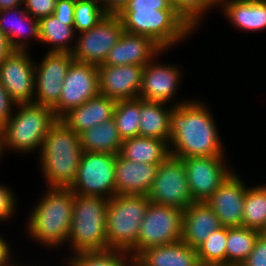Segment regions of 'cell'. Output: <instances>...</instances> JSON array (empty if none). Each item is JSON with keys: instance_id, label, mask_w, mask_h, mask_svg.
<instances>
[{"instance_id": "6da1fadb", "label": "cell", "mask_w": 266, "mask_h": 266, "mask_svg": "<svg viewBox=\"0 0 266 266\" xmlns=\"http://www.w3.org/2000/svg\"><path fill=\"white\" fill-rule=\"evenodd\" d=\"M211 112L206 103L198 99L173 107L170 115V155L180 159L226 157Z\"/></svg>"}, {"instance_id": "7a4b0ae2", "label": "cell", "mask_w": 266, "mask_h": 266, "mask_svg": "<svg viewBox=\"0 0 266 266\" xmlns=\"http://www.w3.org/2000/svg\"><path fill=\"white\" fill-rule=\"evenodd\" d=\"M117 15L125 32L150 37L163 50L194 32L176 13L172 0H128Z\"/></svg>"}, {"instance_id": "3957f363", "label": "cell", "mask_w": 266, "mask_h": 266, "mask_svg": "<svg viewBox=\"0 0 266 266\" xmlns=\"http://www.w3.org/2000/svg\"><path fill=\"white\" fill-rule=\"evenodd\" d=\"M83 152L79 135L58 119L38 154L46 187L69 189L76 179Z\"/></svg>"}, {"instance_id": "277c9868", "label": "cell", "mask_w": 266, "mask_h": 266, "mask_svg": "<svg viewBox=\"0 0 266 266\" xmlns=\"http://www.w3.org/2000/svg\"><path fill=\"white\" fill-rule=\"evenodd\" d=\"M41 197L29 214L27 233L45 247H62L71 229L74 193L70 189L47 188Z\"/></svg>"}, {"instance_id": "5b68a950", "label": "cell", "mask_w": 266, "mask_h": 266, "mask_svg": "<svg viewBox=\"0 0 266 266\" xmlns=\"http://www.w3.org/2000/svg\"><path fill=\"white\" fill-rule=\"evenodd\" d=\"M5 126L1 129L2 155L6 150L18 153L40 152L50 127L58 120L53 109L45 105H15Z\"/></svg>"}, {"instance_id": "8992f818", "label": "cell", "mask_w": 266, "mask_h": 266, "mask_svg": "<svg viewBox=\"0 0 266 266\" xmlns=\"http://www.w3.org/2000/svg\"><path fill=\"white\" fill-rule=\"evenodd\" d=\"M109 199L74 194L73 218L68 247L74 253L109 249L107 239V205Z\"/></svg>"}, {"instance_id": "52a82bcc", "label": "cell", "mask_w": 266, "mask_h": 266, "mask_svg": "<svg viewBox=\"0 0 266 266\" xmlns=\"http://www.w3.org/2000/svg\"><path fill=\"white\" fill-rule=\"evenodd\" d=\"M147 195H114L107 205L109 249L128 251L136 256V241L150 204Z\"/></svg>"}, {"instance_id": "ba28073f", "label": "cell", "mask_w": 266, "mask_h": 266, "mask_svg": "<svg viewBox=\"0 0 266 266\" xmlns=\"http://www.w3.org/2000/svg\"><path fill=\"white\" fill-rule=\"evenodd\" d=\"M116 155L83 152L76 179L69 188L75 195L110 199L116 195Z\"/></svg>"}, {"instance_id": "9c48e42d", "label": "cell", "mask_w": 266, "mask_h": 266, "mask_svg": "<svg viewBox=\"0 0 266 266\" xmlns=\"http://www.w3.org/2000/svg\"><path fill=\"white\" fill-rule=\"evenodd\" d=\"M147 196L152 203L183 211L194 202L182 159L169 155L158 166L156 177Z\"/></svg>"}, {"instance_id": "30bf717a", "label": "cell", "mask_w": 266, "mask_h": 266, "mask_svg": "<svg viewBox=\"0 0 266 266\" xmlns=\"http://www.w3.org/2000/svg\"><path fill=\"white\" fill-rule=\"evenodd\" d=\"M123 32L124 28L119 16L107 13L96 26L76 34L77 38L71 55L78 62L102 65Z\"/></svg>"}, {"instance_id": "8fae6325", "label": "cell", "mask_w": 266, "mask_h": 266, "mask_svg": "<svg viewBox=\"0 0 266 266\" xmlns=\"http://www.w3.org/2000/svg\"><path fill=\"white\" fill-rule=\"evenodd\" d=\"M184 211L150 202L136 241V255L143 249L178 242L182 238Z\"/></svg>"}, {"instance_id": "7c38bea8", "label": "cell", "mask_w": 266, "mask_h": 266, "mask_svg": "<svg viewBox=\"0 0 266 266\" xmlns=\"http://www.w3.org/2000/svg\"><path fill=\"white\" fill-rule=\"evenodd\" d=\"M100 94L99 74L95 65L73 61L62 84L59 101L52 107L57 119Z\"/></svg>"}, {"instance_id": "4fadbf2b", "label": "cell", "mask_w": 266, "mask_h": 266, "mask_svg": "<svg viewBox=\"0 0 266 266\" xmlns=\"http://www.w3.org/2000/svg\"><path fill=\"white\" fill-rule=\"evenodd\" d=\"M182 161L194 202H206L233 172L226 157H188Z\"/></svg>"}, {"instance_id": "5bb4252c", "label": "cell", "mask_w": 266, "mask_h": 266, "mask_svg": "<svg viewBox=\"0 0 266 266\" xmlns=\"http://www.w3.org/2000/svg\"><path fill=\"white\" fill-rule=\"evenodd\" d=\"M28 51L13 50L0 65V82L16 104L35 98V62Z\"/></svg>"}, {"instance_id": "9a60e30c", "label": "cell", "mask_w": 266, "mask_h": 266, "mask_svg": "<svg viewBox=\"0 0 266 266\" xmlns=\"http://www.w3.org/2000/svg\"><path fill=\"white\" fill-rule=\"evenodd\" d=\"M40 63H35L34 104L53 107L61 96L62 84L70 64L71 53L47 52Z\"/></svg>"}, {"instance_id": "2e32d148", "label": "cell", "mask_w": 266, "mask_h": 266, "mask_svg": "<svg viewBox=\"0 0 266 266\" xmlns=\"http://www.w3.org/2000/svg\"><path fill=\"white\" fill-rule=\"evenodd\" d=\"M144 65H99V91L117 101L137 99L140 93Z\"/></svg>"}, {"instance_id": "e0dca14e", "label": "cell", "mask_w": 266, "mask_h": 266, "mask_svg": "<svg viewBox=\"0 0 266 266\" xmlns=\"http://www.w3.org/2000/svg\"><path fill=\"white\" fill-rule=\"evenodd\" d=\"M154 57L144 67L138 98L146 101L169 103L180 85L181 68L155 61Z\"/></svg>"}, {"instance_id": "ac0fdd59", "label": "cell", "mask_w": 266, "mask_h": 266, "mask_svg": "<svg viewBox=\"0 0 266 266\" xmlns=\"http://www.w3.org/2000/svg\"><path fill=\"white\" fill-rule=\"evenodd\" d=\"M235 170L206 200L225 227L242 226L244 197L247 186Z\"/></svg>"}, {"instance_id": "d6986e66", "label": "cell", "mask_w": 266, "mask_h": 266, "mask_svg": "<svg viewBox=\"0 0 266 266\" xmlns=\"http://www.w3.org/2000/svg\"><path fill=\"white\" fill-rule=\"evenodd\" d=\"M163 50L150 37L123 32L118 42L110 49L103 65H146ZM163 52V53H162Z\"/></svg>"}, {"instance_id": "ffe728a7", "label": "cell", "mask_w": 266, "mask_h": 266, "mask_svg": "<svg viewBox=\"0 0 266 266\" xmlns=\"http://www.w3.org/2000/svg\"><path fill=\"white\" fill-rule=\"evenodd\" d=\"M160 164L136 163L116 155V195H147Z\"/></svg>"}, {"instance_id": "44dd1931", "label": "cell", "mask_w": 266, "mask_h": 266, "mask_svg": "<svg viewBox=\"0 0 266 266\" xmlns=\"http://www.w3.org/2000/svg\"><path fill=\"white\" fill-rule=\"evenodd\" d=\"M0 31L13 50L30 52V38L40 41L39 20L28 14L23 5L0 11Z\"/></svg>"}, {"instance_id": "7402d4cb", "label": "cell", "mask_w": 266, "mask_h": 266, "mask_svg": "<svg viewBox=\"0 0 266 266\" xmlns=\"http://www.w3.org/2000/svg\"><path fill=\"white\" fill-rule=\"evenodd\" d=\"M220 227L218 216L206 202H193L184 210L181 241L197 249Z\"/></svg>"}, {"instance_id": "603a6c76", "label": "cell", "mask_w": 266, "mask_h": 266, "mask_svg": "<svg viewBox=\"0 0 266 266\" xmlns=\"http://www.w3.org/2000/svg\"><path fill=\"white\" fill-rule=\"evenodd\" d=\"M219 6L230 24L240 31L266 29V0H219Z\"/></svg>"}, {"instance_id": "cb8c5ba5", "label": "cell", "mask_w": 266, "mask_h": 266, "mask_svg": "<svg viewBox=\"0 0 266 266\" xmlns=\"http://www.w3.org/2000/svg\"><path fill=\"white\" fill-rule=\"evenodd\" d=\"M117 102L98 94L79 107L71 109L60 120L78 135L114 116Z\"/></svg>"}, {"instance_id": "d4e9b609", "label": "cell", "mask_w": 266, "mask_h": 266, "mask_svg": "<svg viewBox=\"0 0 266 266\" xmlns=\"http://www.w3.org/2000/svg\"><path fill=\"white\" fill-rule=\"evenodd\" d=\"M199 264L197 249L181 240L143 249L135 256V266H197Z\"/></svg>"}, {"instance_id": "484cf974", "label": "cell", "mask_w": 266, "mask_h": 266, "mask_svg": "<svg viewBox=\"0 0 266 266\" xmlns=\"http://www.w3.org/2000/svg\"><path fill=\"white\" fill-rule=\"evenodd\" d=\"M180 100L168 107L167 103L146 101L141 99L139 136L170 141V115L174 106L190 100ZM172 106V107H171Z\"/></svg>"}, {"instance_id": "4316f807", "label": "cell", "mask_w": 266, "mask_h": 266, "mask_svg": "<svg viewBox=\"0 0 266 266\" xmlns=\"http://www.w3.org/2000/svg\"><path fill=\"white\" fill-rule=\"evenodd\" d=\"M119 154L136 163L161 164L170 155V150L165 140L135 136L123 140Z\"/></svg>"}, {"instance_id": "83f0119b", "label": "cell", "mask_w": 266, "mask_h": 266, "mask_svg": "<svg viewBox=\"0 0 266 266\" xmlns=\"http://www.w3.org/2000/svg\"><path fill=\"white\" fill-rule=\"evenodd\" d=\"M85 152L119 154L123 140L117 130L114 118L104 121L79 134Z\"/></svg>"}, {"instance_id": "f1b7e54d", "label": "cell", "mask_w": 266, "mask_h": 266, "mask_svg": "<svg viewBox=\"0 0 266 266\" xmlns=\"http://www.w3.org/2000/svg\"><path fill=\"white\" fill-rule=\"evenodd\" d=\"M39 35V42L51 46L48 52L71 53L76 39L74 20L57 19L54 15L41 18L39 20Z\"/></svg>"}, {"instance_id": "f546056e", "label": "cell", "mask_w": 266, "mask_h": 266, "mask_svg": "<svg viewBox=\"0 0 266 266\" xmlns=\"http://www.w3.org/2000/svg\"><path fill=\"white\" fill-rule=\"evenodd\" d=\"M260 231L245 226L227 227L226 266H240L254 248Z\"/></svg>"}, {"instance_id": "4dcf8cb0", "label": "cell", "mask_w": 266, "mask_h": 266, "mask_svg": "<svg viewBox=\"0 0 266 266\" xmlns=\"http://www.w3.org/2000/svg\"><path fill=\"white\" fill-rule=\"evenodd\" d=\"M65 260L67 266H135V257L118 249L72 253Z\"/></svg>"}, {"instance_id": "1f68e13d", "label": "cell", "mask_w": 266, "mask_h": 266, "mask_svg": "<svg viewBox=\"0 0 266 266\" xmlns=\"http://www.w3.org/2000/svg\"><path fill=\"white\" fill-rule=\"evenodd\" d=\"M266 224V184L247 187L242 226L258 231Z\"/></svg>"}, {"instance_id": "d6a6232c", "label": "cell", "mask_w": 266, "mask_h": 266, "mask_svg": "<svg viewBox=\"0 0 266 266\" xmlns=\"http://www.w3.org/2000/svg\"><path fill=\"white\" fill-rule=\"evenodd\" d=\"M141 99L117 101L114 120L122 140L139 136Z\"/></svg>"}, {"instance_id": "836d02e7", "label": "cell", "mask_w": 266, "mask_h": 266, "mask_svg": "<svg viewBox=\"0 0 266 266\" xmlns=\"http://www.w3.org/2000/svg\"><path fill=\"white\" fill-rule=\"evenodd\" d=\"M227 227L222 226L209 235L197 248L199 263L226 266Z\"/></svg>"}, {"instance_id": "e575fe53", "label": "cell", "mask_w": 266, "mask_h": 266, "mask_svg": "<svg viewBox=\"0 0 266 266\" xmlns=\"http://www.w3.org/2000/svg\"><path fill=\"white\" fill-rule=\"evenodd\" d=\"M107 12L100 6L98 0H75L74 30L77 34L96 26Z\"/></svg>"}, {"instance_id": "d590c367", "label": "cell", "mask_w": 266, "mask_h": 266, "mask_svg": "<svg viewBox=\"0 0 266 266\" xmlns=\"http://www.w3.org/2000/svg\"><path fill=\"white\" fill-rule=\"evenodd\" d=\"M176 13L194 31L210 8L219 5V0H172Z\"/></svg>"}, {"instance_id": "8d00e7d4", "label": "cell", "mask_w": 266, "mask_h": 266, "mask_svg": "<svg viewBox=\"0 0 266 266\" xmlns=\"http://www.w3.org/2000/svg\"><path fill=\"white\" fill-rule=\"evenodd\" d=\"M57 0H24V9L33 18H41L53 15Z\"/></svg>"}, {"instance_id": "74e56055", "label": "cell", "mask_w": 266, "mask_h": 266, "mask_svg": "<svg viewBox=\"0 0 266 266\" xmlns=\"http://www.w3.org/2000/svg\"><path fill=\"white\" fill-rule=\"evenodd\" d=\"M8 186L0 184V222L12 218L15 213L17 200L15 193Z\"/></svg>"}, {"instance_id": "f35d334b", "label": "cell", "mask_w": 266, "mask_h": 266, "mask_svg": "<svg viewBox=\"0 0 266 266\" xmlns=\"http://www.w3.org/2000/svg\"><path fill=\"white\" fill-rule=\"evenodd\" d=\"M240 266H266V237L258 236L254 248Z\"/></svg>"}, {"instance_id": "ab89813d", "label": "cell", "mask_w": 266, "mask_h": 266, "mask_svg": "<svg viewBox=\"0 0 266 266\" xmlns=\"http://www.w3.org/2000/svg\"><path fill=\"white\" fill-rule=\"evenodd\" d=\"M15 105L16 104L11 100L6 88L0 82V130L11 117L13 110H15Z\"/></svg>"}, {"instance_id": "60d3db41", "label": "cell", "mask_w": 266, "mask_h": 266, "mask_svg": "<svg viewBox=\"0 0 266 266\" xmlns=\"http://www.w3.org/2000/svg\"><path fill=\"white\" fill-rule=\"evenodd\" d=\"M75 0H57L53 15L57 19L74 20Z\"/></svg>"}, {"instance_id": "b9f144b4", "label": "cell", "mask_w": 266, "mask_h": 266, "mask_svg": "<svg viewBox=\"0 0 266 266\" xmlns=\"http://www.w3.org/2000/svg\"><path fill=\"white\" fill-rule=\"evenodd\" d=\"M6 238L1 237L0 235V266H11L14 264L10 259H12L11 256V247L8 245L9 243ZM11 262V263H10Z\"/></svg>"}, {"instance_id": "7bdbcfd3", "label": "cell", "mask_w": 266, "mask_h": 266, "mask_svg": "<svg viewBox=\"0 0 266 266\" xmlns=\"http://www.w3.org/2000/svg\"><path fill=\"white\" fill-rule=\"evenodd\" d=\"M100 6L110 14H117L128 0H98Z\"/></svg>"}, {"instance_id": "ee69618b", "label": "cell", "mask_w": 266, "mask_h": 266, "mask_svg": "<svg viewBox=\"0 0 266 266\" xmlns=\"http://www.w3.org/2000/svg\"><path fill=\"white\" fill-rule=\"evenodd\" d=\"M12 51L13 49L11 48L6 35L0 31V65Z\"/></svg>"}, {"instance_id": "f6af8a7d", "label": "cell", "mask_w": 266, "mask_h": 266, "mask_svg": "<svg viewBox=\"0 0 266 266\" xmlns=\"http://www.w3.org/2000/svg\"><path fill=\"white\" fill-rule=\"evenodd\" d=\"M24 4V0H0V11L15 8Z\"/></svg>"}, {"instance_id": "bcb514c9", "label": "cell", "mask_w": 266, "mask_h": 266, "mask_svg": "<svg viewBox=\"0 0 266 266\" xmlns=\"http://www.w3.org/2000/svg\"><path fill=\"white\" fill-rule=\"evenodd\" d=\"M260 234H261L262 236H265V237H266V224H265L264 227L261 229Z\"/></svg>"}, {"instance_id": "7dc6e473", "label": "cell", "mask_w": 266, "mask_h": 266, "mask_svg": "<svg viewBox=\"0 0 266 266\" xmlns=\"http://www.w3.org/2000/svg\"><path fill=\"white\" fill-rule=\"evenodd\" d=\"M3 157L2 155V149H1V130H0V159Z\"/></svg>"}, {"instance_id": "c3c4849f", "label": "cell", "mask_w": 266, "mask_h": 266, "mask_svg": "<svg viewBox=\"0 0 266 266\" xmlns=\"http://www.w3.org/2000/svg\"><path fill=\"white\" fill-rule=\"evenodd\" d=\"M19 265H20V266H24V265L17 264V263H16V265H15V263H14V265L12 264L11 266H19ZM25 266H26V265H25ZM27 266H28V265H27Z\"/></svg>"}, {"instance_id": "681fc988", "label": "cell", "mask_w": 266, "mask_h": 266, "mask_svg": "<svg viewBox=\"0 0 266 266\" xmlns=\"http://www.w3.org/2000/svg\"><path fill=\"white\" fill-rule=\"evenodd\" d=\"M197 266H208V265H205V264H201V263H200V264H199V265H197Z\"/></svg>"}]
</instances>
